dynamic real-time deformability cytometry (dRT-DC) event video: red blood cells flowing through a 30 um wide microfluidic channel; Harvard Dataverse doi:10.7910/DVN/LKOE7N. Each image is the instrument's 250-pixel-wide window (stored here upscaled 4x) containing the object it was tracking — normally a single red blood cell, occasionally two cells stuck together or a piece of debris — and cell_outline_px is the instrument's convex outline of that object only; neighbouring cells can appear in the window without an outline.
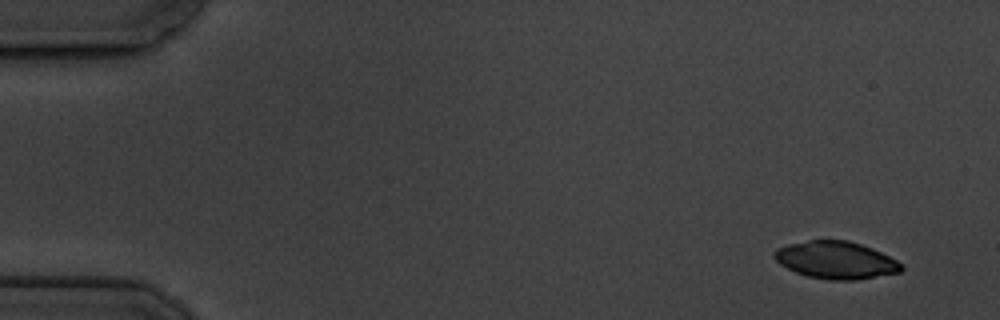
{"species": "common noctule bat (a hibernating species)", "species_latin": "Nyctalus noctula", "temperature_condition": "cold", "stored_images_in_passage": 6, "camera_frame_rate_fps": 3000, "um_per_image_px": 0.085, "animal": {"sex": "male", "body_mass_g": 19.5, "forearm_length_mm": 54.6}, "frame": {"image": 1, "passage_image": 1, "time_ms": 0.0, "image_size_px": [1000, 320], "cell_outline_px": [[904, 268], [900, 272], [856, 280], [828, 280], [808, 276], [796, 272], [780, 264], [772, 256], [772, 252], [776, 248], [788, 244], [808, 240], [848, 240], [872, 248], [904, 264]], "centroid_in_image_um": [71.04, 22.1], "position_along_channel_um": 14.0, "area_um2": 27.74}}